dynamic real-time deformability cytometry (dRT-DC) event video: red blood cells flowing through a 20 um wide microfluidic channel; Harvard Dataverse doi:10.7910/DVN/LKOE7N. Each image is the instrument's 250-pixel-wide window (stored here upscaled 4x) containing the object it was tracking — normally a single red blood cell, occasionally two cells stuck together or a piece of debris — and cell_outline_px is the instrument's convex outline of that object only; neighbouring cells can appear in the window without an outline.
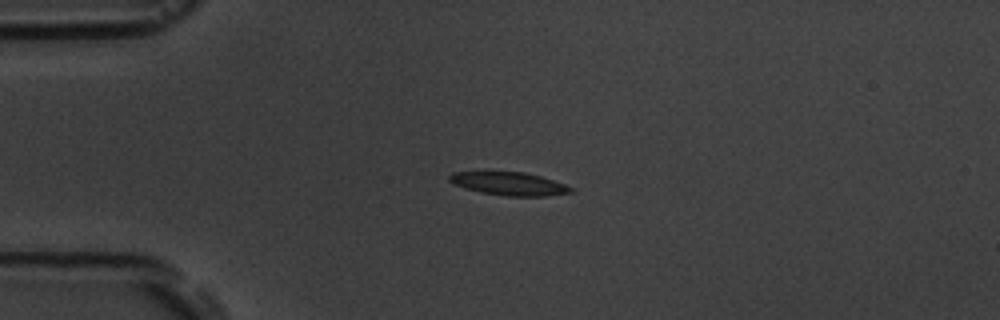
{"species": "common noctule bat (a hibernating species)", "species_latin": "Nyctalus noctula", "temperature_condition": "room temperature", "stored_images_in_passage": 6, "camera_frame_rate_fps": 3000, "um_per_image_px": 0.085, "animal": {"sex": "male", "body_mass_g": 19.5, "forearm_length_mm": 54.6}, "frame": {"image": 1, "passage_image": 4, "time_ms": 3.333, "image_size_px": [1000, 320], "cell_outline_px": [[572, 192], [544, 196], [504, 196], [480, 192], [452, 184], [448, 180], [448, 176], [452, 172], [488, 168], [524, 172], [540, 176], [564, 184], [572, 188]], "centroid_in_image_um": [43.12, 15.55], "position_along_channel_um": 41.9, "area_um2": 17.28}}
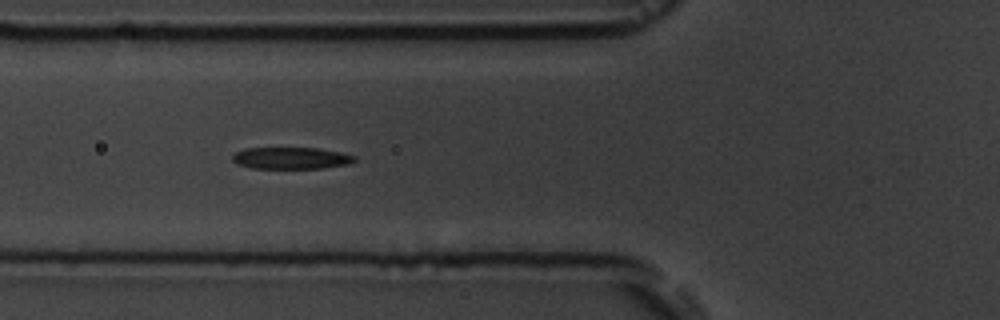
{"frame": {"image": 2, "passage_image": 6, "time_ms": 5.667, "image_size_px": [1000, 320], "cell_outline_px": [[356, 160], [348, 164], [324, 168], [252, 168], [236, 164], [232, 160], [232, 156], [236, 152], [244, 148], [316, 148], [340, 152], [356, 156]], "centroid_in_image_um": [24.73, 13.44], "position_along_channel_um": 101.1, "area_um2": 15.49}}